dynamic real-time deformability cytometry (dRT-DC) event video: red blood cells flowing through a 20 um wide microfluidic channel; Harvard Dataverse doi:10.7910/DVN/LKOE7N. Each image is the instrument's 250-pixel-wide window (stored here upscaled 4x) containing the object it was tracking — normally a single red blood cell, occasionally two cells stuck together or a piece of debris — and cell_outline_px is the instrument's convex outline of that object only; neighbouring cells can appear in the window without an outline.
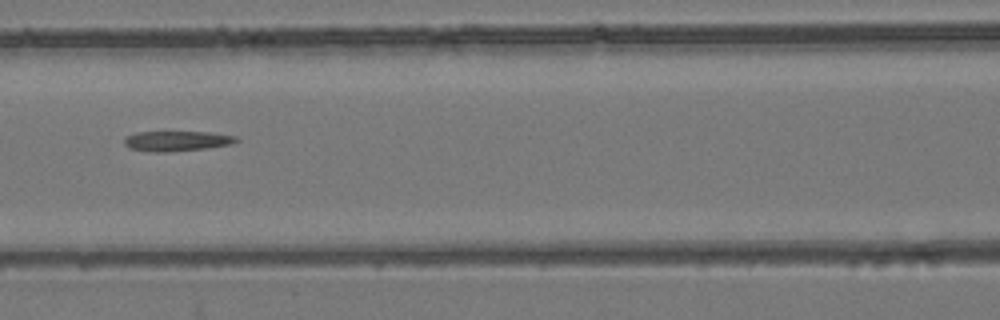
{"species": "common noctule bat (a hibernating species)", "species_latin": "Nyctalus noctula", "temperature_condition": "room temperature", "stored_images_in_passage": 9, "camera_frame_rate_fps": 3000, "um_per_image_px": 0.085, "animal": {"sex": "female", "body_mass_g": 24.6, "forearm_length_mm": 56.2}, "frame": {"image": 1, "passage_image": 7, "time_ms": 2.0, "image_size_px": [1000, 320], "cell_outline_px": [[240, 140], [232, 144], [204, 148], [168, 152], [156, 152], [128, 148], [124, 144], [124, 136], [136, 132], [208, 132], [236, 136]], "centroid_in_image_um": [15.0, 11.98], "position_along_channel_um": 151.6, "area_um2": 13.12}}
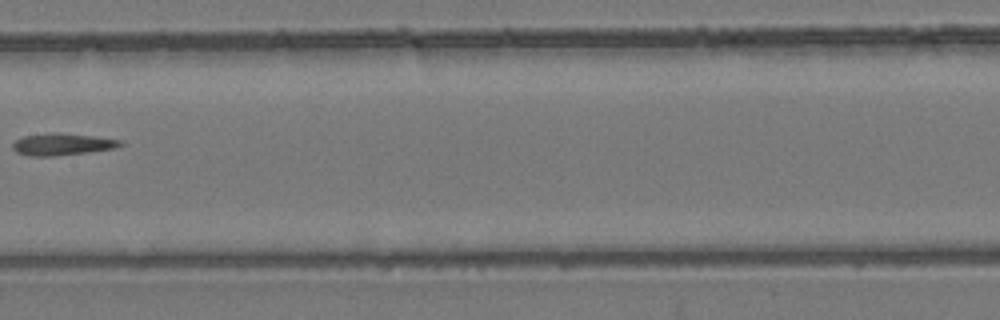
{"frame": {"image": 2, "passage_image": 8, "time_ms": 2.333, "image_size_px": [1000, 320], "cell_outline_px": [[124, 144], [116, 148], [88, 152], [52, 156], [28, 156], [16, 152], [12, 148], [12, 144], [16, 140], [24, 136], [52, 132], [60, 132], [92, 136], [120, 140]], "centroid_in_image_um": [5.27, 12.26], "position_along_channel_um": 202.1, "area_um2": 13.76}}
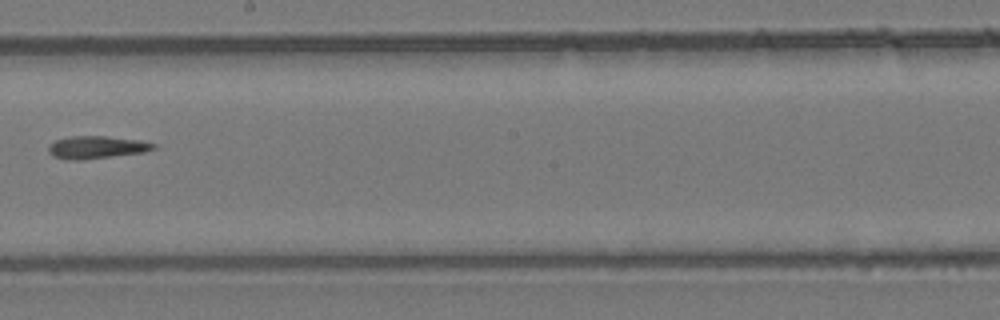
{"frame": {"image": 3, "passage_image": 9, "time_ms": 2.667, "image_size_px": [1000, 320], "cell_outline_px": [[156, 148], [144, 152], [84, 160], [72, 160], [52, 156], [48, 152], [48, 148], [56, 140], [68, 136], [104, 136], [140, 140], [156, 144]], "centroid_in_image_um": [8.22, 12.52], "position_along_channel_um": 240.0, "area_um2": 13.81}}